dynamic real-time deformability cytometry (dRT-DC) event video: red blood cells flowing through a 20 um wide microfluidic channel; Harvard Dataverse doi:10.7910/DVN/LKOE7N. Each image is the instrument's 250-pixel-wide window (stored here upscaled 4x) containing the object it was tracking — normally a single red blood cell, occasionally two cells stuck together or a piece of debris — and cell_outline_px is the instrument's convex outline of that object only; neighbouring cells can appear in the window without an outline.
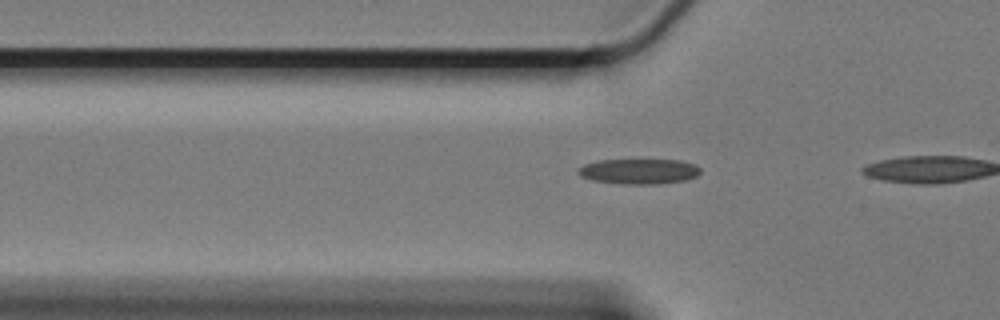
{"species": "Egyptian fruit bat (a non-hibernating species)", "species_latin": "Rousettus aegyptiacus", "temperature_condition": "cold", "stored_images_in_passage": 6, "camera_frame_rate_fps": 3000, "um_per_image_px": 0.085, "animal": {"sex": "female"}, "frame": {"image": 1, "passage_image": 4, "time_ms": 1.0, "image_size_px": [1000, 320], "cell_outline_px": [[700, 172], [696, 176], [684, 180], [656, 184], [620, 184], [592, 180], [580, 176], [576, 172], [584, 164], [600, 160], [680, 160], [696, 164], [700, 168]], "centroid_in_image_um": [54.3, 14.56], "position_along_channel_um": 71.5, "area_um2": 17.98}}